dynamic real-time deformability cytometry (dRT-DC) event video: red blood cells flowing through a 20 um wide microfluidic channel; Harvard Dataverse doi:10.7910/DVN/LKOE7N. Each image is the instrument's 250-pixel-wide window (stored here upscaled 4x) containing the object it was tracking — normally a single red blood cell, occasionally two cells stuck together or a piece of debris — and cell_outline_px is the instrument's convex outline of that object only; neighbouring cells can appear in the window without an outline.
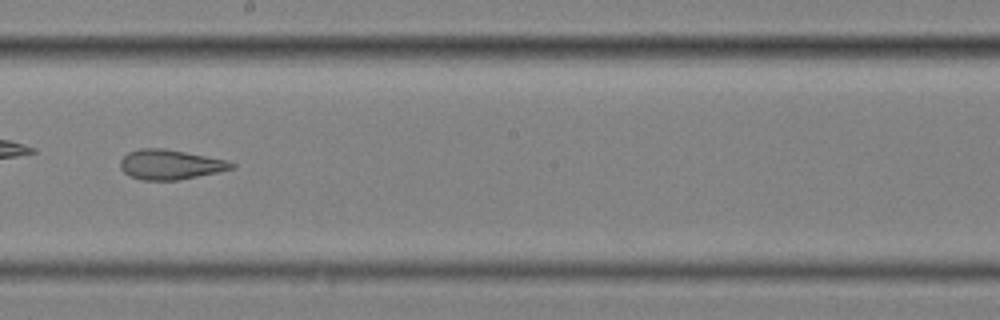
{"species": "common noctule bat (a hibernating species)", "species_latin": "Nyctalus noctula", "temperature_condition": "cold", "stored_images_in_passage": 13, "camera_frame_rate_fps": 3000, "um_per_image_px": 0.085, "animal": {"sex": "female", "body_mass_g": 25.1}, "frame": {"image": 1, "passage_image": 6, "time_ms": 1.667, "image_size_px": [1000, 320], "cell_outline_px": [[236, 168], [176, 180], [140, 180], [128, 176], [120, 168], [120, 160], [128, 152], [140, 148], [164, 148], [228, 160], [236, 164]], "centroid_in_image_um": [14.45, 13.98], "position_along_channel_um": 233.8, "area_um2": 19.36}}
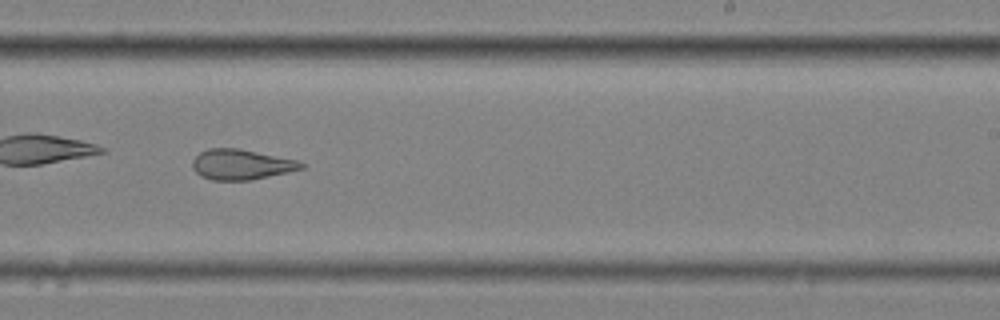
{"frame": {"image": 2, "passage_image": 7, "time_ms": 2.0, "image_size_px": [1000, 320], "cell_outline_px": [[304, 168], [288, 172], [248, 180], [212, 180], [200, 176], [192, 168], [192, 160], [200, 152], [208, 148], [240, 148], [296, 160], [304, 164]], "centroid_in_image_um": [20.46, 13.97], "position_along_channel_um": 268.5, "area_um2": 19.13}}